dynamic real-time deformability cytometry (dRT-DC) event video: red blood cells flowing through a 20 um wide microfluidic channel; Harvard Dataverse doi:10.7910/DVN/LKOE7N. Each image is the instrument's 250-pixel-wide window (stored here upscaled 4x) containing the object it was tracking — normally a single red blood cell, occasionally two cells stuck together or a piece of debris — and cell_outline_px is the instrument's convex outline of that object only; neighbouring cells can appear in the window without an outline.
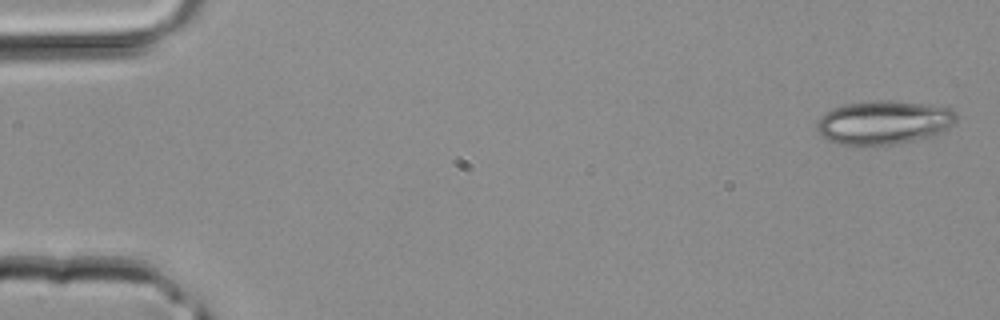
{"species": "common noctule bat (a hibernating species)", "species_latin": "Nyctalus noctula", "temperature_condition": "room temperature", "stored_images_in_passage": 40, "camera_frame_rate_fps": 3000, "um_per_image_px": 0.085, "animal": {"sex": "male", "body_mass_g": 20.4}, "frame": {"image": 1, "passage_image": 1, "time_ms": 0.0, "image_size_px": [1000, 320], "cell_outline_px": [[956, 120], [948, 128], [936, 136], [896, 144], [872, 148], [836, 144], [824, 140], [816, 128], [816, 120], [824, 112], [832, 108], [848, 104], [876, 100], [888, 100], [924, 104], [952, 108], [956, 112]], "centroid_in_image_um": [75.07, 10.46], "position_along_channel_um": 9.9, "area_um2": 36.65}}
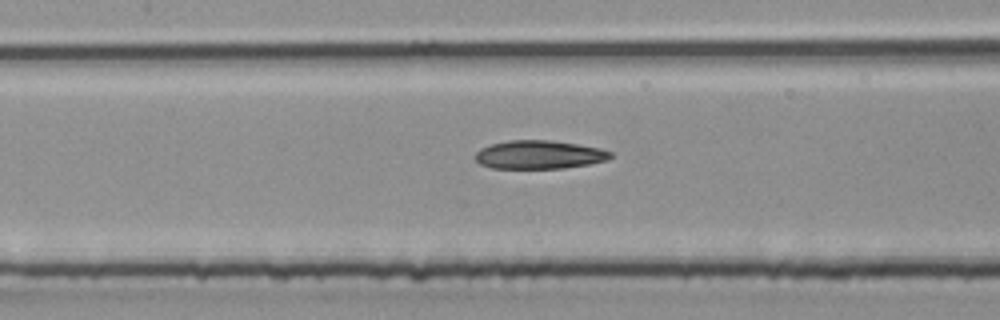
{"frame": {"image": 2, "passage_image": 18, "time_ms": 5.667, "image_size_px": [1000, 320], "cell_outline_px": [[612, 156], [608, 160], [588, 164], [564, 168], [492, 168], [480, 164], [476, 160], [476, 152], [480, 148], [492, 144], [508, 140], [552, 140], [600, 148], [612, 152]], "centroid_in_image_um": [45.83, 13.14], "position_along_channel_um": 161.6, "area_um2": 22.37}}
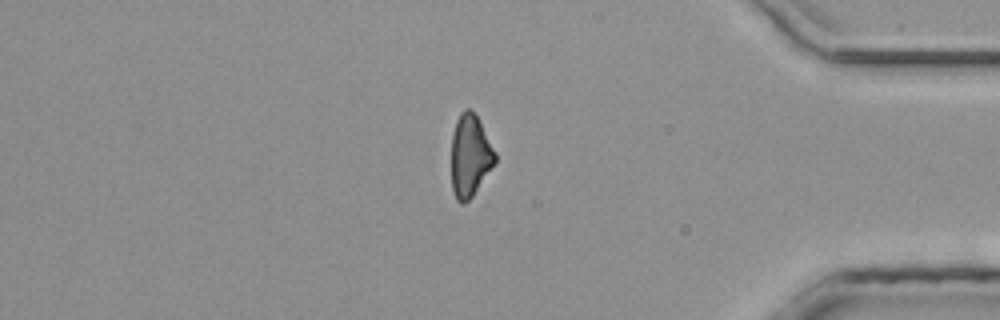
{"frame": {"image": 3, "passage_image": 33, "time_ms": 10.667, "image_size_px": [1000, 320], "cell_outline_px": [[496, 164], [472, 196], [464, 204], [460, 204], [456, 200], [452, 188], [452, 136], [456, 120], [460, 112], [464, 108], [468, 108], [476, 116], [496, 152]], "centroid_in_image_um": [39.96, 13.26], "position_along_channel_um": 395.2, "area_um2": 20.92}}